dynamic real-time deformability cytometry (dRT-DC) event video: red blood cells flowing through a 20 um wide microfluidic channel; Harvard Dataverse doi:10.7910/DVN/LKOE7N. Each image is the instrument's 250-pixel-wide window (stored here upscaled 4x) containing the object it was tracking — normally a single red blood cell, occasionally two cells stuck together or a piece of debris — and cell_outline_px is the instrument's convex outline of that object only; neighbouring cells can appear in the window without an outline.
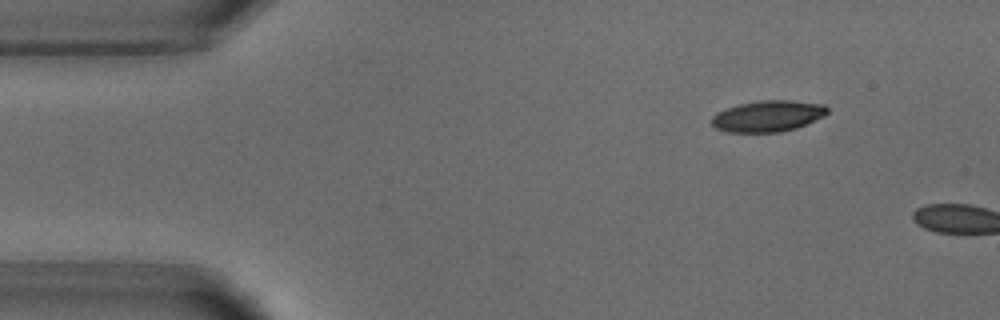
{"species": "common noctule bat (a hibernating species)", "species_latin": "Nyctalus noctula", "temperature_condition": "warm", "stored_images_in_passage": 5, "camera_frame_rate_fps": 3000, "um_per_image_px": 0.085, "animal": {"sex": "male", "body_mass_g": 18.8}, "frame": {"image": 1, "passage_image": 5, "time_ms": 6.0, "image_size_px": [1000, 320], "cell_outline_px": [[828, 112], [824, 116], [796, 128], [780, 132], [728, 132], [716, 128], [712, 124], [712, 116], [716, 112], [740, 104], [760, 100], [792, 100], [824, 104], [828, 108]], "centroid_in_image_um": [65.28, 9.86], "position_along_channel_um": 19.7, "area_um2": 20.98}}